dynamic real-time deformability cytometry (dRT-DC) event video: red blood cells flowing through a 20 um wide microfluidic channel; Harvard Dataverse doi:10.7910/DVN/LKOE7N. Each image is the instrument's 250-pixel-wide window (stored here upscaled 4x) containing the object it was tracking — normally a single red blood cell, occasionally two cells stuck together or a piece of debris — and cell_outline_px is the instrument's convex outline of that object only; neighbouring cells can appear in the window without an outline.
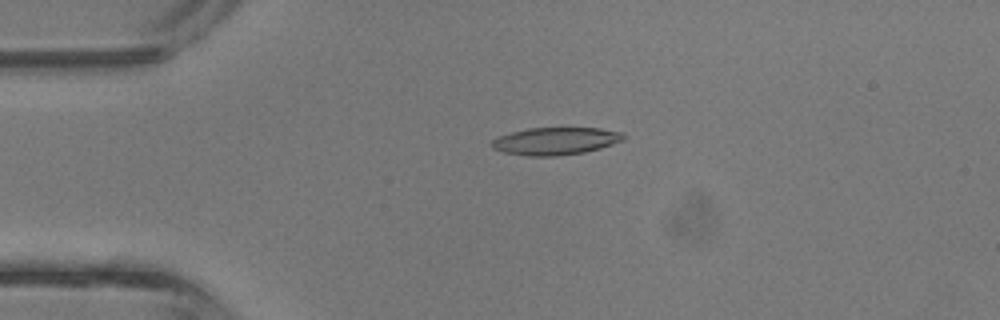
{"species": "common noctule bat (a hibernating species)", "species_latin": "Nyctalus noctula", "temperature_condition": "room temperature", "stored_images_in_passage": 43, "camera_frame_rate_fps": 3000, "um_per_image_px": 0.085, "animal": {"sex": "male", "body_mass_g": 13.3}, "frame": {"image": 1, "passage_image": 10, "time_ms": 3.0, "image_size_px": [1000, 320], "cell_outline_px": [[628, 136], [624, 140], [600, 148], [584, 152], [556, 156], [528, 156], [504, 152], [492, 148], [492, 140], [500, 136], [512, 132], [528, 128], [600, 128], [624, 132]], "centroid_in_image_um": [47.28, 11.98], "position_along_channel_um": 37.7, "area_um2": 21.1}}
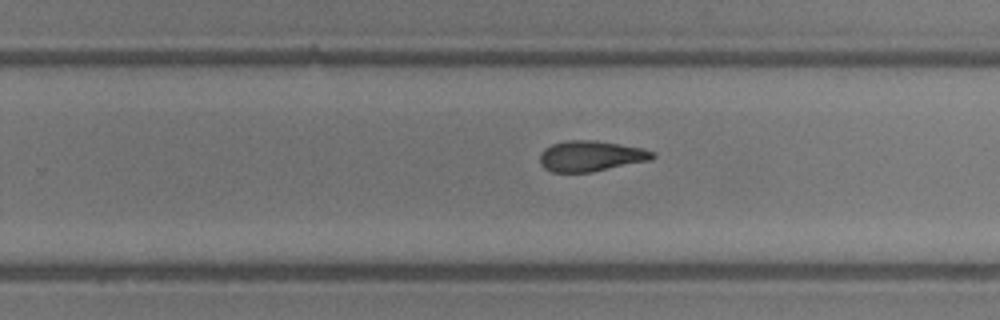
{"frame": {"image": 2, "passage_image": 27, "time_ms": 8.667, "image_size_px": [1000, 320], "cell_outline_px": [[656, 156], [652, 160], [592, 172], [552, 172], [544, 168], [540, 164], [540, 152], [544, 148], [552, 144], [568, 140], [596, 140], [644, 148], [656, 152]], "centroid_in_image_um": [50.25, 13.26], "position_along_channel_um": 279.6, "area_um2": 20.4}}
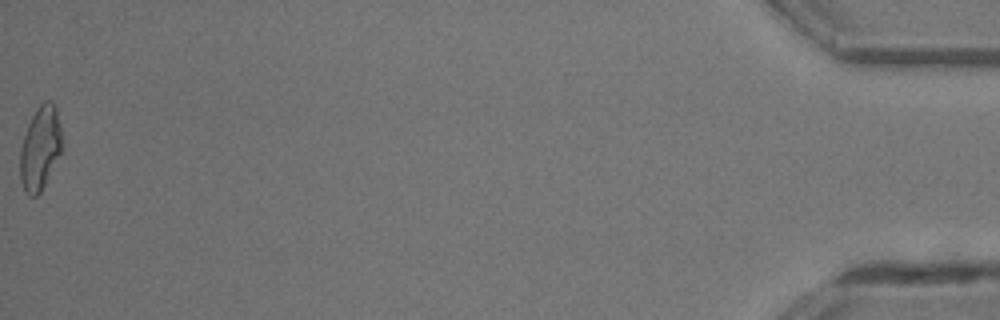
{"frame": {"image": 3, "passage_image": 43, "time_ms": 14.0, "image_size_px": [1000, 320], "cell_outline_px": [[64, 148], [40, 192], [36, 196], [28, 196], [24, 192], [20, 180], [20, 148], [28, 124], [36, 108], [44, 100], [52, 100], [56, 108], [60, 124]], "centroid_in_image_um": [3.43, 12.58], "position_along_channel_um": 431.8, "area_um2": 20.75}, "authors_computed_cell_mechanics": {"area_um2": 20.808, "velocity_mm_per_s": 4.8469, "shape_relaxation_time_tau1_ms": 6.0111, "shape_relaxation_time_tau2_ms": 3.4942, "deformation_change_tau1": 0.2281, "deformation_change_tau2": 0.1287}}